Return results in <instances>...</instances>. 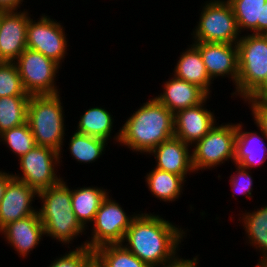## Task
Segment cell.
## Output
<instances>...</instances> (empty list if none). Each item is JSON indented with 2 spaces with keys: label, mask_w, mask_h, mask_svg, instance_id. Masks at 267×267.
Returning <instances> with one entry per match:
<instances>
[{
  "label": "cell",
  "mask_w": 267,
  "mask_h": 267,
  "mask_svg": "<svg viewBox=\"0 0 267 267\" xmlns=\"http://www.w3.org/2000/svg\"><path fill=\"white\" fill-rule=\"evenodd\" d=\"M184 230L157 213L140 211L121 244L149 267H157L179 254L180 244L188 234V229Z\"/></svg>",
  "instance_id": "1"
},
{
  "label": "cell",
  "mask_w": 267,
  "mask_h": 267,
  "mask_svg": "<svg viewBox=\"0 0 267 267\" xmlns=\"http://www.w3.org/2000/svg\"><path fill=\"white\" fill-rule=\"evenodd\" d=\"M120 127L118 145L137 154H147L174 136V114L155 97L135 109Z\"/></svg>",
  "instance_id": "2"
},
{
  "label": "cell",
  "mask_w": 267,
  "mask_h": 267,
  "mask_svg": "<svg viewBox=\"0 0 267 267\" xmlns=\"http://www.w3.org/2000/svg\"><path fill=\"white\" fill-rule=\"evenodd\" d=\"M37 199H40L38 202L42 201L37 211L46 237L71 248L69 246L76 238L87 234L73 212L71 188L67 181L62 179L57 184L39 191Z\"/></svg>",
  "instance_id": "3"
},
{
  "label": "cell",
  "mask_w": 267,
  "mask_h": 267,
  "mask_svg": "<svg viewBox=\"0 0 267 267\" xmlns=\"http://www.w3.org/2000/svg\"><path fill=\"white\" fill-rule=\"evenodd\" d=\"M61 94L31 95L27 107V122L36 146L48 147L59 152L62 165L63 145L66 142L64 105Z\"/></svg>",
  "instance_id": "4"
},
{
  "label": "cell",
  "mask_w": 267,
  "mask_h": 267,
  "mask_svg": "<svg viewBox=\"0 0 267 267\" xmlns=\"http://www.w3.org/2000/svg\"><path fill=\"white\" fill-rule=\"evenodd\" d=\"M237 49L239 76L231 95L244 100L267 77V35L243 34L237 43Z\"/></svg>",
  "instance_id": "5"
},
{
  "label": "cell",
  "mask_w": 267,
  "mask_h": 267,
  "mask_svg": "<svg viewBox=\"0 0 267 267\" xmlns=\"http://www.w3.org/2000/svg\"><path fill=\"white\" fill-rule=\"evenodd\" d=\"M192 41L237 44L242 37L231 4L227 0H207L200 8Z\"/></svg>",
  "instance_id": "6"
},
{
  "label": "cell",
  "mask_w": 267,
  "mask_h": 267,
  "mask_svg": "<svg viewBox=\"0 0 267 267\" xmlns=\"http://www.w3.org/2000/svg\"><path fill=\"white\" fill-rule=\"evenodd\" d=\"M236 123H219L191 148L194 172L212 170L235 157ZM216 167V168H215ZM199 171V172H198Z\"/></svg>",
  "instance_id": "7"
},
{
  "label": "cell",
  "mask_w": 267,
  "mask_h": 267,
  "mask_svg": "<svg viewBox=\"0 0 267 267\" xmlns=\"http://www.w3.org/2000/svg\"><path fill=\"white\" fill-rule=\"evenodd\" d=\"M108 194L102 201L94 221L91 223V236L83 241L91 250L108 244H121L127 229L138 213L127 214L121 203ZM114 199V200H113ZM93 224V225H92Z\"/></svg>",
  "instance_id": "8"
},
{
  "label": "cell",
  "mask_w": 267,
  "mask_h": 267,
  "mask_svg": "<svg viewBox=\"0 0 267 267\" xmlns=\"http://www.w3.org/2000/svg\"><path fill=\"white\" fill-rule=\"evenodd\" d=\"M25 91L31 95H55L60 93L56 85L62 66L42 53L26 48L14 62Z\"/></svg>",
  "instance_id": "9"
},
{
  "label": "cell",
  "mask_w": 267,
  "mask_h": 267,
  "mask_svg": "<svg viewBox=\"0 0 267 267\" xmlns=\"http://www.w3.org/2000/svg\"><path fill=\"white\" fill-rule=\"evenodd\" d=\"M18 161L21 173H12L13 177L27 183L37 192L51 187L63 179L58 172L60 171L58 170L60 155L54 149L35 146Z\"/></svg>",
  "instance_id": "10"
},
{
  "label": "cell",
  "mask_w": 267,
  "mask_h": 267,
  "mask_svg": "<svg viewBox=\"0 0 267 267\" xmlns=\"http://www.w3.org/2000/svg\"><path fill=\"white\" fill-rule=\"evenodd\" d=\"M49 15L43 14L33 20L30 16L26 43L27 48L36 50L62 65L66 55L68 56V37L65 27ZM67 37V38H66Z\"/></svg>",
  "instance_id": "11"
},
{
  "label": "cell",
  "mask_w": 267,
  "mask_h": 267,
  "mask_svg": "<svg viewBox=\"0 0 267 267\" xmlns=\"http://www.w3.org/2000/svg\"><path fill=\"white\" fill-rule=\"evenodd\" d=\"M191 42L199 49L210 78L214 81L227 77L236 88L239 76L237 44Z\"/></svg>",
  "instance_id": "12"
},
{
  "label": "cell",
  "mask_w": 267,
  "mask_h": 267,
  "mask_svg": "<svg viewBox=\"0 0 267 267\" xmlns=\"http://www.w3.org/2000/svg\"><path fill=\"white\" fill-rule=\"evenodd\" d=\"M208 96L202 103L174 114V136L191 147L200 141L217 123L213 112L207 109Z\"/></svg>",
  "instance_id": "13"
},
{
  "label": "cell",
  "mask_w": 267,
  "mask_h": 267,
  "mask_svg": "<svg viewBox=\"0 0 267 267\" xmlns=\"http://www.w3.org/2000/svg\"><path fill=\"white\" fill-rule=\"evenodd\" d=\"M28 10V11H27ZM29 9L0 12V55L5 62H15L27 48Z\"/></svg>",
  "instance_id": "14"
},
{
  "label": "cell",
  "mask_w": 267,
  "mask_h": 267,
  "mask_svg": "<svg viewBox=\"0 0 267 267\" xmlns=\"http://www.w3.org/2000/svg\"><path fill=\"white\" fill-rule=\"evenodd\" d=\"M38 192L27 183L12 177L0 200V230L8 223L25 218L37 212L34 208Z\"/></svg>",
  "instance_id": "15"
},
{
  "label": "cell",
  "mask_w": 267,
  "mask_h": 267,
  "mask_svg": "<svg viewBox=\"0 0 267 267\" xmlns=\"http://www.w3.org/2000/svg\"><path fill=\"white\" fill-rule=\"evenodd\" d=\"M8 245L15 250L19 257L27 258L40 245L45 237L44 227L38 211L30 216L8 223L0 230Z\"/></svg>",
  "instance_id": "16"
},
{
  "label": "cell",
  "mask_w": 267,
  "mask_h": 267,
  "mask_svg": "<svg viewBox=\"0 0 267 267\" xmlns=\"http://www.w3.org/2000/svg\"><path fill=\"white\" fill-rule=\"evenodd\" d=\"M155 158L156 169L182 176L185 180L194 172L192 166L191 146L173 136L162 142L149 153ZM188 175V176H187Z\"/></svg>",
  "instance_id": "17"
},
{
  "label": "cell",
  "mask_w": 267,
  "mask_h": 267,
  "mask_svg": "<svg viewBox=\"0 0 267 267\" xmlns=\"http://www.w3.org/2000/svg\"><path fill=\"white\" fill-rule=\"evenodd\" d=\"M243 126L242 122L236 123L234 164L249 170L260 168L267 160V136L261 130L245 131Z\"/></svg>",
  "instance_id": "18"
},
{
  "label": "cell",
  "mask_w": 267,
  "mask_h": 267,
  "mask_svg": "<svg viewBox=\"0 0 267 267\" xmlns=\"http://www.w3.org/2000/svg\"><path fill=\"white\" fill-rule=\"evenodd\" d=\"M162 84L163 92L155 98L173 114L188 107L202 103L209 95L197 85L179 79L171 73Z\"/></svg>",
  "instance_id": "19"
},
{
  "label": "cell",
  "mask_w": 267,
  "mask_h": 267,
  "mask_svg": "<svg viewBox=\"0 0 267 267\" xmlns=\"http://www.w3.org/2000/svg\"><path fill=\"white\" fill-rule=\"evenodd\" d=\"M178 59L173 70V75L188 83L197 85L211 96L212 84L214 83L202 61L199 49L192 43L181 52Z\"/></svg>",
  "instance_id": "20"
},
{
  "label": "cell",
  "mask_w": 267,
  "mask_h": 267,
  "mask_svg": "<svg viewBox=\"0 0 267 267\" xmlns=\"http://www.w3.org/2000/svg\"><path fill=\"white\" fill-rule=\"evenodd\" d=\"M241 212L238 219L245 231V240L248 239L246 243L260 253L258 263L267 264V204L254 208V211Z\"/></svg>",
  "instance_id": "21"
},
{
  "label": "cell",
  "mask_w": 267,
  "mask_h": 267,
  "mask_svg": "<svg viewBox=\"0 0 267 267\" xmlns=\"http://www.w3.org/2000/svg\"><path fill=\"white\" fill-rule=\"evenodd\" d=\"M111 190L103 187L83 186L71 187V202L73 212L81 225L88 230L89 224L94 221L95 215L102 201L110 194ZM88 224V225H87Z\"/></svg>",
  "instance_id": "22"
},
{
  "label": "cell",
  "mask_w": 267,
  "mask_h": 267,
  "mask_svg": "<svg viewBox=\"0 0 267 267\" xmlns=\"http://www.w3.org/2000/svg\"><path fill=\"white\" fill-rule=\"evenodd\" d=\"M105 107L95 106L90 107L85 110L84 113L80 115V119H78L77 130L76 132L86 134L88 136L98 137L106 140L107 142L113 138V142L116 145L120 140V128L112 137L114 118Z\"/></svg>",
  "instance_id": "23"
},
{
  "label": "cell",
  "mask_w": 267,
  "mask_h": 267,
  "mask_svg": "<svg viewBox=\"0 0 267 267\" xmlns=\"http://www.w3.org/2000/svg\"><path fill=\"white\" fill-rule=\"evenodd\" d=\"M144 178L146 188L148 187V191L160 202L178 201L185 189L183 187H186V180L182 176L154 167L148 173L146 172Z\"/></svg>",
  "instance_id": "24"
},
{
  "label": "cell",
  "mask_w": 267,
  "mask_h": 267,
  "mask_svg": "<svg viewBox=\"0 0 267 267\" xmlns=\"http://www.w3.org/2000/svg\"><path fill=\"white\" fill-rule=\"evenodd\" d=\"M108 143L104 139L74 131L69 138L68 148L72 159L80 164H92L104 155Z\"/></svg>",
  "instance_id": "25"
},
{
  "label": "cell",
  "mask_w": 267,
  "mask_h": 267,
  "mask_svg": "<svg viewBox=\"0 0 267 267\" xmlns=\"http://www.w3.org/2000/svg\"><path fill=\"white\" fill-rule=\"evenodd\" d=\"M99 267H149L122 244H108L94 250Z\"/></svg>",
  "instance_id": "26"
},
{
  "label": "cell",
  "mask_w": 267,
  "mask_h": 267,
  "mask_svg": "<svg viewBox=\"0 0 267 267\" xmlns=\"http://www.w3.org/2000/svg\"><path fill=\"white\" fill-rule=\"evenodd\" d=\"M30 95L0 97V134L27 122Z\"/></svg>",
  "instance_id": "27"
},
{
  "label": "cell",
  "mask_w": 267,
  "mask_h": 267,
  "mask_svg": "<svg viewBox=\"0 0 267 267\" xmlns=\"http://www.w3.org/2000/svg\"><path fill=\"white\" fill-rule=\"evenodd\" d=\"M233 9L239 31L258 34V21H261L262 6L267 0H227ZM246 30V31H245Z\"/></svg>",
  "instance_id": "28"
},
{
  "label": "cell",
  "mask_w": 267,
  "mask_h": 267,
  "mask_svg": "<svg viewBox=\"0 0 267 267\" xmlns=\"http://www.w3.org/2000/svg\"><path fill=\"white\" fill-rule=\"evenodd\" d=\"M0 142L4 144L6 148L8 147L9 151H12L18 159L36 146L28 122L1 133Z\"/></svg>",
  "instance_id": "29"
},
{
  "label": "cell",
  "mask_w": 267,
  "mask_h": 267,
  "mask_svg": "<svg viewBox=\"0 0 267 267\" xmlns=\"http://www.w3.org/2000/svg\"><path fill=\"white\" fill-rule=\"evenodd\" d=\"M59 256L51 260L47 267H89L94 262V251L86 247L85 243Z\"/></svg>",
  "instance_id": "30"
},
{
  "label": "cell",
  "mask_w": 267,
  "mask_h": 267,
  "mask_svg": "<svg viewBox=\"0 0 267 267\" xmlns=\"http://www.w3.org/2000/svg\"><path fill=\"white\" fill-rule=\"evenodd\" d=\"M29 95L22 84L20 74L14 62H5L0 66V97Z\"/></svg>",
  "instance_id": "31"
},
{
  "label": "cell",
  "mask_w": 267,
  "mask_h": 267,
  "mask_svg": "<svg viewBox=\"0 0 267 267\" xmlns=\"http://www.w3.org/2000/svg\"><path fill=\"white\" fill-rule=\"evenodd\" d=\"M235 166V173L233 172V175L230 174L229 176V183L230 187L232 189V196L236 197V194H239V196H244L249 198L250 200L253 197V177L251 176V170L242 168L238 164H234ZM251 173V174H250ZM235 194H234V192Z\"/></svg>",
  "instance_id": "32"
},
{
  "label": "cell",
  "mask_w": 267,
  "mask_h": 267,
  "mask_svg": "<svg viewBox=\"0 0 267 267\" xmlns=\"http://www.w3.org/2000/svg\"><path fill=\"white\" fill-rule=\"evenodd\" d=\"M244 103L249 105L257 130H261L267 136V102L244 101Z\"/></svg>",
  "instance_id": "33"
},
{
  "label": "cell",
  "mask_w": 267,
  "mask_h": 267,
  "mask_svg": "<svg viewBox=\"0 0 267 267\" xmlns=\"http://www.w3.org/2000/svg\"><path fill=\"white\" fill-rule=\"evenodd\" d=\"M198 256L187 259L185 257L181 258L182 256L178 254L173 260L157 267H199L200 258Z\"/></svg>",
  "instance_id": "34"
},
{
  "label": "cell",
  "mask_w": 267,
  "mask_h": 267,
  "mask_svg": "<svg viewBox=\"0 0 267 267\" xmlns=\"http://www.w3.org/2000/svg\"><path fill=\"white\" fill-rule=\"evenodd\" d=\"M243 101H262L267 102V77L262 84Z\"/></svg>",
  "instance_id": "35"
},
{
  "label": "cell",
  "mask_w": 267,
  "mask_h": 267,
  "mask_svg": "<svg viewBox=\"0 0 267 267\" xmlns=\"http://www.w3.org/2000/svg\"><path fill=\"white\" fill-rule=\"evenodd\" d=\"M24 0H0V12L18 11L21 8Z\"/></svg>",
  "instance_id": "36"
},
{
  "label": "cell",
  "mask_w": 267,
  "mask_h": 267,
  "mask_svg": "<svg viewBox=\"0 0 267 267\" xmlns=\"http://www.w3.org/2000/svg\"><path fill=\"white\" fill-rule=\"evenodd\" d=\"M258 34L267 35V1L262 6L261 21H258Z\"/></svg>",
  "instance_id": "37"
},
{
  "label": "cell",
  "mask_w": 267,
  "mask_h": 267,
  "mask_svg": "<svg viewBox=\"0 0 267 267\" xmlns=\"http://www.w3.org/2000/svg\"><path fill=\"white\" fill-rule=\"evenodd\" d=\"M13 177L12 173H7L5 170L0 169V200L4 196L5 189L7 187L8 181Z\"/></svg>",
  "instance_id": "38"
},
{
  "label": "cell",
  "mask_w": 267,
  "mask_h": 267,
  "mask_svg": "<svg viewBox=\"0 0 267 267\" xmlns=\"http://www.w3.org/2000/svg\"><path fill=\"white\" fill-rule=\"evenodd\" d=\"M256 267H267V264L257 263Z\"/></svg>",
  "instance_id": "39"
},
{
  "label": "cell",
  "mask_w": 267,
  "mask_h": 267,
  "mask_svg": "<svg viewBox=\"0 0 267 267\" xmlns=\"http://www.w3.org/2000/svg\"><path fill=\"white\" fill-rule=\"evenodd\" d=\"M5 63V60L3 59V57L0 55V66L2 65V64H4Z\"/></svg>",
  "instance_id": "40"
},
{
  "label": "cell",
  "mask_w": 267,
  "mask_h": 267,
  "mask_svg": "<svg viewBox=\"0 0 267 267\" xmlns=\"http://www.w3.org/2000/svg\"><path fill=\"white\" fill-rule=\"evenodd\" d=\"M89 267H99L95 262H93Z\"/></svg>",
  "instance_id": "41"
}]
</instances>
